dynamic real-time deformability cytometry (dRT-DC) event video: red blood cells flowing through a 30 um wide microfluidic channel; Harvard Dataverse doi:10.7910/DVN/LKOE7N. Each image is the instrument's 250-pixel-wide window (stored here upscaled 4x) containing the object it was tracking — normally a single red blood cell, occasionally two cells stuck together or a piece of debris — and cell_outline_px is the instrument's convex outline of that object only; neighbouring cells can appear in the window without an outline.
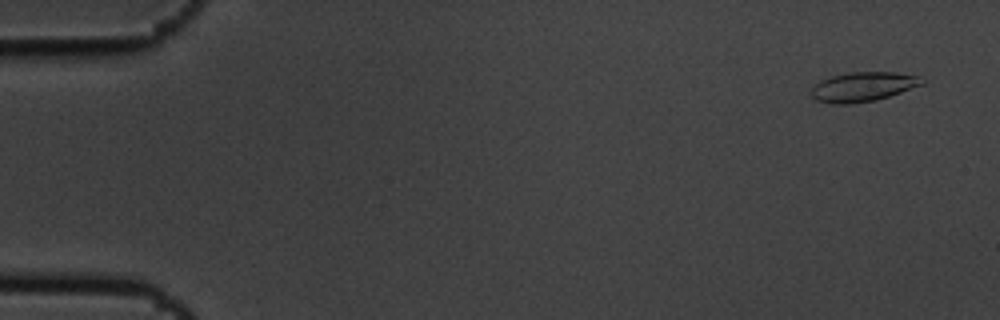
{"species": "common noctule bat (a hibernating species)", "species_latin": "Nyctalus noctula", "temperature_condition": "cold", "stored_images_in_passage": 5, "camera_frame_rate_fps": 3000, "um_per_image_px": 0.085, "animal": {"sex": "male", "body_mass_g": 19.5, "forearm_length_mm": 54.6}, "frame": {"image": 1, "passage_image": 1, "time_ms": 0.0, "image_size_px": [1000, 320], "cell_outline_px": [[924, 84], [876, 100], [848, 104], [832, 104], [816, 100], [812, 96], [812, 88], [820, 80], [832, 76], [848, 72], [896, 72], [916, 76]], "centroid_in_image_um": [73.3, 7.38], "position_along_channel_um": 11.7, "area_um2": 18.73}}
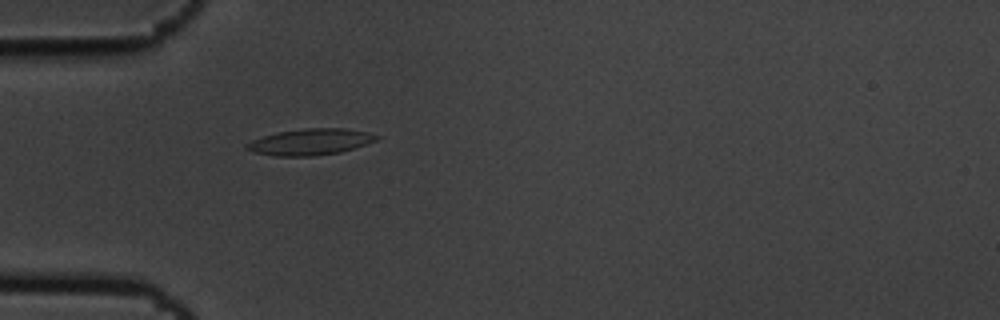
{"frame": {"image": 2, "passage_image": 5, "time_ms": 1.333, "image_size_px": [1000, 320], "cell_outline_px": [[380, 136], [376, 140], [340, 152], [312, 156], [276, 156], [252, 152], [244, 148], [244, 144], [252, 140], [276, 132], [304, 128], [344, 128], [368, 132]], "centroid_in_image_um": [26.32, 12.05], "position_along_channel_um": 58.7, "area_um2": 19.83}}